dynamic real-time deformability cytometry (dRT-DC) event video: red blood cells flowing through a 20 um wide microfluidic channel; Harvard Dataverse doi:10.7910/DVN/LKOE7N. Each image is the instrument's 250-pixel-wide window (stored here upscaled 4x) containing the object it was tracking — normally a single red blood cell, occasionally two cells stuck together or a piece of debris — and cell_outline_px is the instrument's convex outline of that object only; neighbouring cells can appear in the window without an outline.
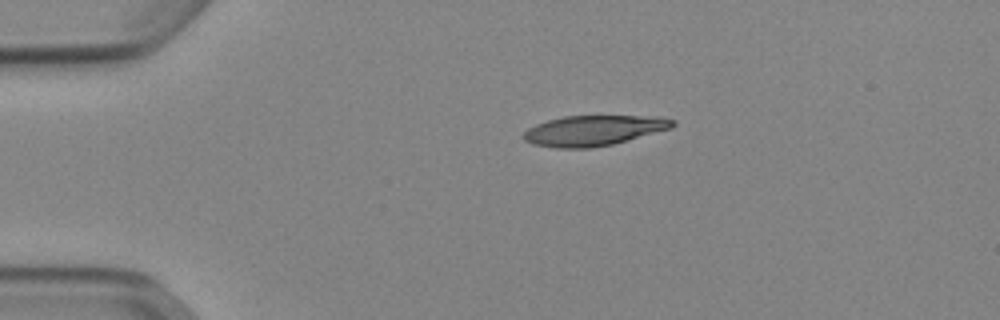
{"species": "Egyptian fruit bat (a non-hibernating species)", "species_latin": "Rousettus aegyptiacus", "temperature_condition": "cold", "stored_images_in_passage": 42, "camera_frame_rate_fps": 3000, "um_per_image_px": 0.085, "animal": {"sex": "female"}, "frame": {"image": 1, "passage_image": 1, "time_ms": 0.0, "image_size_px": [1000, 320], "cell_outline_px": [[676, 124], [672, 128], [612, 144], [588, 148], [556, 148], [532, 144], [524, 140], [524, 132], [528, 128], [536, 124], [548, 120], [564, 116], [656, 116], [676, 120]], "centroid_in_image_um": [50.47, 11.09], "position_along_channel_um": 34.5, "area_um2": 26.24}}
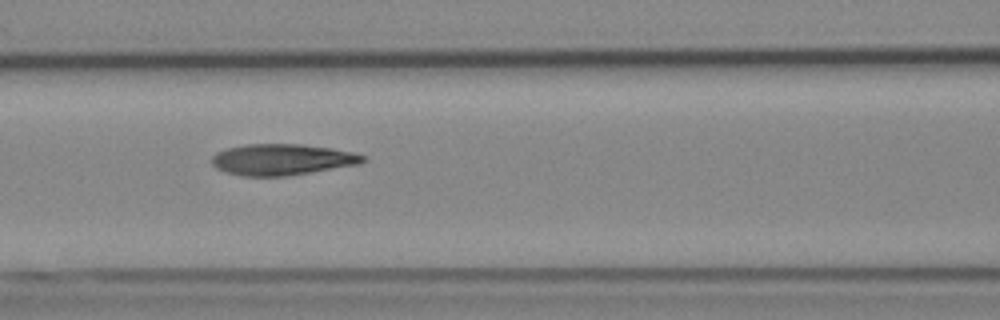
{"frame": {"image": 2, "passage_image": 13, "time_ms": 4.0, "image_size_px": [1000, 320], "cell_outline_px": [[368, 160], [360, 164], [284, 176], [244, 176], [224, 172], [216, 168], [212, 164], [212, 156], [216, 152], [228, 148], [248, 144], [300, 144], [332, 148], [352, 152], [364, 156]], "centroid_in_image_um": [23.96, 13.56], "position_along_channel_um": 142.6, "area_um2": 27.34}}
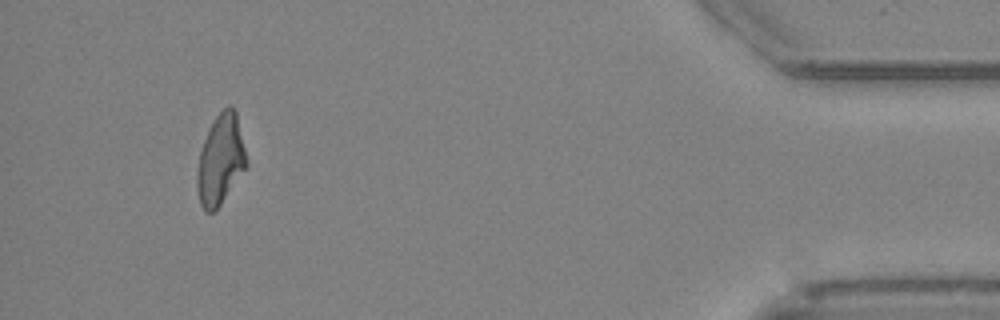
{"frame": {"image": 3, "passage_image": 39, "time_ms": 12.667, "image_size_px": [1000, 320], "cell_outline_px": [[248, 168], [220, 204], [212, 212], [204, 212], [200, 204], [196, 188], [196, 172], [200, 152], [204, 140], [216, 116], [228, 104], [232, 104], [236, 112], [248, 164]], "centroid_in_image_um": [18.75, 13.61], "position_along_channel_um": 416.5, "area_um2": 25.95}, "authors_computed_cell_mechanics": {"area_um2": 26.9348, "velocity_mm_per_s": 3.8907, "shape_relaxation_time_tau1_ms": 7.5737, "shape_relaxation_time_tau2_ms": 3.4249, "deformation_change_tau1": 0.204, "deformation_change_tau2": 0.1163}}